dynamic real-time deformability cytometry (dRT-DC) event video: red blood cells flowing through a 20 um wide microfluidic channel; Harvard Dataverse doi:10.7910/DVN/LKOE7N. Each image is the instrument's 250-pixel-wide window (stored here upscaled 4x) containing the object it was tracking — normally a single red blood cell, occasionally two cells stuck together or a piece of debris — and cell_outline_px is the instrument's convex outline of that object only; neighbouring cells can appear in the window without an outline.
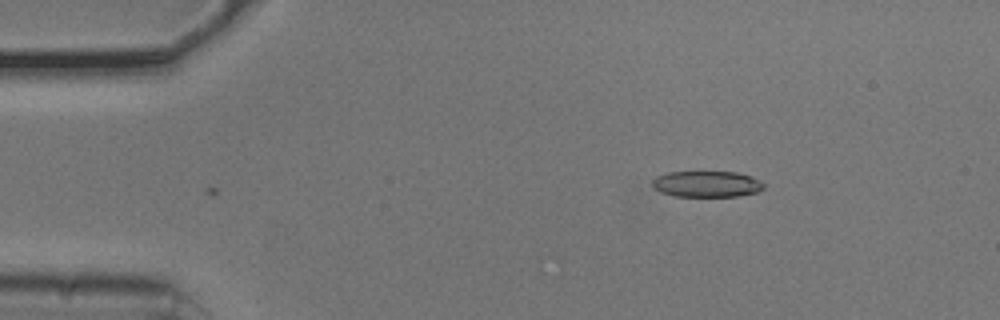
{"species": "common noctule bat (a hibernating species)", "species_latin": "Nyctalus noctula", "temperature_condition": "cold", "stored_images_in_passage": 2, "camera_frame_rate_fps": 3000, "um_per_image_px": 0.085, "animal": {"sex": "male", "body_mass_g": 20.5, "forearm_length_mm": 52.5}, "frame": {"image": 1, "passage_image": 1, "time_ms": 0.0, "image_size_px": [1000, 320], "cell_outline_px": [[764, 188], [760, 192], [736, 196], [676, 196], [660, 192], [652, 188], [652, 180], [656, 176], [668, 172], [736, 172], [760, 180], [764, 184]], "centroid_in_image_um": [60.05, 15.65], "position_along_channel_um": 24.9, "area_um2": 16.99}}